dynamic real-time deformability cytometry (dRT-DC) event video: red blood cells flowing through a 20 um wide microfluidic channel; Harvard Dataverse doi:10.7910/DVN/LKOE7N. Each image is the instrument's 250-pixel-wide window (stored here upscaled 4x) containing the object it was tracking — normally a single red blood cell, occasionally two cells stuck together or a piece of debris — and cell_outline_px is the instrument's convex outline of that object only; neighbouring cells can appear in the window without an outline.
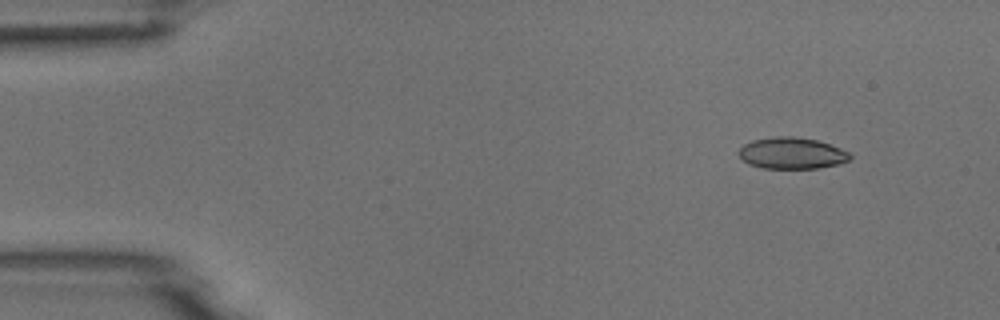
{"species": "common noctule bat (a hibernating species)", "species_latin": "Nyctalus noctula", "temperature_condition": "room temperature", "stored_images_in_passage": 4, "camera_frame_rate_fps": 3000, "um_per_image_px": 0.085, "animal": {"sex": "male", "body_mass_g": 18.8}, "frame": {"image": 1, "passage_image": 2, "time_ms": 0.333, "image_size_px": [1000, 320], "cell_outline_px": [[852, 156], [848, 160], [840, 164], [820, 168], [764, 168], [748, 164], [736, 152], [744, 144], [752, 140], [776, 136], [792, 136], [816, 140], [840, 148], [848, 152]], "centroid_in_image_um": [67.29, 13.02], "position_along_channel_um": 17.7, "area_um2": 20.35}}
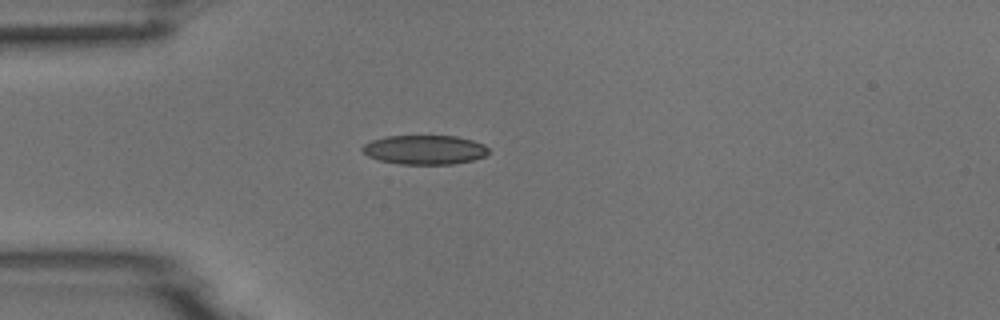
{"frame": {"image": 2, "passage_image": 4, "time_ms": 1.0, "image_size_px": [1000, 320], "cell_outline_px": [[488, 152], [484, 156], [472, 160], [452, 164], [400, 164], [380, 160], [368, 156], [360, 148], [364, 144], [372, 140], [388, 136], [456, 136], [472, 140], [484, 144], [488, 148]], "centroid_in_image_um": [36.09, 12.73], "position_along_channel_um": 48.9, "area_um2": 21.39}}